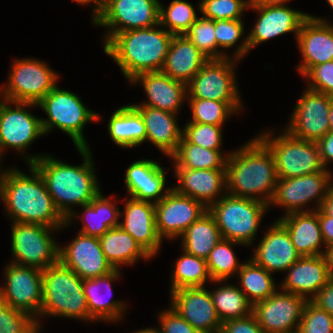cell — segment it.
Instances as JSON below:
<instances>
[{"mask_svg": "<svg viewBox=\"0 0 333 333\" xmlns=\"http://www.w3.org/2000/svg\"><path fill=\"white\" fill-rule=\"evenodd\" d=\"M242 34L241 20H215V38L219 47L233 46Z\"/></svg>", "mask_w": 333, "mask_h": 333, "instance_id": "f907efd6", "label": "cell"}, {"mask_svg": "<svg viewBox=\"0 0 333 333\" xmlns=\"http://www.w3.org/2000/svg\"><path fill=\"white\" fill-rule=\"evenodd\" d=\"M304 75L312 82L309 89L333 97V61L311 67Z\"/></svg>", "mask_w": 333, "mask_h": 333, "instance_id": "681fc988", "label": "cell"}, {"mask_svg": "<svg viewBox=\"0 0 333 333\" xmlns=\"http://www.w3.org/2000/svg\"><path fill=\"white\" fill-rule=\"evenodd\" d=\"M172 309L200 333H220L222 322L213 304L211 292L203 287H185L172 291Z\"/></svg>", "mask_w": 333, "mask_h": 333, "instance_id": "ac0fdd59", "label": "cell"}, {"mask_svg": "<svg viewBox=\"0 0 333 333\" xmlns=\"http://www.w3.org/2000/svg\"><path fill=\"white\" fill-rule=\"evenodd\" d=\"M267 134L258 138L273 154L277 178L299 177L325 169L316 142L294 138L287 131L273 140Z\"/></svg>", "mask_w": 333, "mask_h": 333, "instance_id": "ba28073f", "label": "cell"}, {"mask_svg": "<svg viewBox=\"0 0 333 333\" xmlns=\"http://www.w3.org/2000/svg\"><path fill=\"white\" fill-rule=\"evenodd\" d=\"M83 208L86 215L83 217L92 221L90 220L89 224L83 223L84 226L80 231L82 234L100 238L110 228L120 225L117 218L121 217V212L109 199L104 198L101 192L89 204L83 205Z\"/></svg>", "mask_w": 333, "mask_h": 333, "instance_id": "8d00e7d4", "label": "cell"}, {"mask_svg": "<svg viewBox=\"0 0 333 333\" xmlns=\"http://www.w3.org/2000/svg\"><path fill=\"white\" fill-rule=\"evenodd\" d=\"M37 105L49 117V120L41 119L44 133L56 126L72 138L77 148L87 147L83 127L89 120H98L99 115L88 110L76 94L55 86Z\"/></svg>", "mask_w": 333, "mask_h": 333, "instance_id": "52a82bcc", "label": "cell"}, {"mask_svg": "<svg viewBox=\"0 0 333 333\" xmlns=\"http://www.w3.org/2000/svg\"><path fill=\"white\" fill-rule=\"evenodd\" d=\"M297 333H333V316L308 300Z\"/></svg>", "mask_w": 333, "mask_h": 333, "instance_id": "c3c4849f", "label": "cell"}, {"mask_svg": "<svg viewBox=\"0 0 333 333\" xmlns=\"http://www.w3.org/2000/svg\"><path fill=\"white\" fill-rule=\"evenodd\" d=\"M192 119L190 122L222 125L224 120L239 110L240 102H222L211 99H190Z\"/></svg>", "mask_w": 333, "mask_h": 333, "instance_id": "b9f144b4", "label": "cell"}, {"mask_svg": "<svg viewBox=\"0 0 333 333\" xmlns=\"http://www.w3.org/2000/svg\"><path fill=\"white\" fill-rule=\"evenodd\" d=\"M329 126H330V131L333 132V99L331 101L330 111H329Z\"/></svg>", "mask_w": 333, "mask_h": 333, "instance_id": "6125c7cd", "label": "cell"}, {"mask_svg": "<svg viewBox=\"0 0 333 333\" xmlns=\"http://www.w3.org/2000/svg\"><path fill=\"white\" fill-rule=\"evenodd\" d=\"M163 168L152 160H139L132 163L125 174V184L128 193L137 200L149 201L157 196L159 202L167 193L160 195L165 186Z\"/></svg>", "mask_w": 333, "mask_h": 333, "instance_id": "4dcf8cb0", "label": "cell"}, {"mask_svg": "<svg viewBox=\"0 0 333 333\" xmlns=\"http://www.w3.org/2000/svg\"><path fill=\"white\" fill-rule=\"evenodd\" d=\"M159 4L158 0H103L93 22L111 29L106 45L117 33L159 25Z\"/></svg>", "mask_w": 333, "mask_h": 333, "instance_id": "9c48e42d", "label": "cell"}, {"mask_svg": "<svg viewBox=\"0 0 333 333\" xmlns=\"http://www.w3.org/2000/svg\"><path fill=\"white\" fill-rule=\"evenodd\" d=\"M296 38L304 60L298 69L303 75L311 67L333 61V25L309 15Z\"/></svg>", "mask_w": 333, "mask_h": 333, "instance_id": "7402d4cb", "label": "cell"}, {"mask_svg": "<svg viewBox=\"0 0 333 333\" xmlns=\"http://www.w3.org/2000/svg\"><path fill=\"white\" fill-rule=\"evenodd\" d=\"M124 210L125 221H121L119 226L152 257L157 253L162 242L156 228L155 202L130 198L126 201Z\"/></svg>", "mask_w": 333, "mask_h": 333, "instance_id": "603a6c76", "label": "cell"}, {"mask_svg": "<svg viewBox=\"0 0 333 333\" xmlns=\"http://www.w3.org/2000/svg\"><path fill=\"white\" fill-rule=\"evenodd\" d=\"M208 60L185 35H174L161 72L187 85Z\"/></svg>", "mask_w": 333, "mask_h": 333, "instance_id": "484cf974", "label": "cell"}, {"mask_svg": "<svg viewBox=\"0 0 333 333\" xmlns=\"http://www.w3.org/2000/svg\"><path fill=\"white\" fill-rule=\"evenodd\" d=\"M9 84L5 88V102L38 104L55 86L57 75L41 61L16 60Z\"/></svg>", "mask_w": 333, "mask_h": 333, "instance_id": "8fae6325", "label": "cell"}, {"mask_svg": "<svg viewBox=\"0 0 333 333\" xmlns=\"http://www.w3.org/2000/svg\"><path fill=\"white\" fill-rule=\"evenodd\" d=\"M159 318L162 325L160 333H200L172 308L162 312Z\"/></svg>", "mask_w": 333, "mask_h": 333, "instance_id": "816d5d0a", "label": "cell"}, {"mask_svg": "<svg viewBox=\"0 0 333 333\" xmlns=\"http://www.w3.org/2000/svg\"><path fill=\"white\" fill-rule=\"evenodd\" d=\"M208 59H222L224 54L217 50L215 38V21L201 17L190 26L184 34Z\"/></svg>", "mask_w": 333, "mask_h": 333, "instance_id": "ee69618b", "label": "cell"}, {"mask_svg": "<svg viewBox=\"0 0 333 333\" xmlns=\"http://www.w3.org/2000/svg\"><path fill=\"white\" fill-rule=\"evenodd\" d=\"M135 333H160L159 330H155L154 328L153 329H150V328H146V329H143V330H140V331H137Z\"/></svg>", "mask_w": 333, "mask_h": 333, "instance_id": "be15d7a7", "label": "cell"}, {"mask_svg": "<svg viewBox=\"0 0 333 333\" xmlns=\"http://www.w3.org/2000/svg\"><path fill=\"white\" fill-rule=\"evenodd\" d=\"M118 273V269H114L104 276L83 279V292L86 297L88 312L93 320L106 319L108 321H114L121 318V314L125 308L123 304L117 301L113 302L101 299L102 295L99 294V286H101V284L106 285L105 288L111 292V281L117 279Z\"/></svg>", "mask_w": 333, "mask_h": 333, "instance_id": "e575fe53", "label": "cell"}, {"mask_svg": "<svg viewBox=\"0 0 333 333\" xmlns=\"http://www.w3.org/2000/svg\"><path fill=\"white\" fill-rule=\"evenodd\" d=\"M311 301L333 316V278L317 292Z\"/></svg>", "mask_w": 333, "mask_h": 333, "instance_id": "db71d44e", "label": "cell"}, {"mask_svg": "<svg viewBox=\"0 0 333 333\" xmlns=\"http://www.w3.org/2000/svg\"><path fill=\"white\" fill-rule=\"evenodd\" d=\"M211 296L222 323L252 314L253 305L238 287L226 285L215 290Z\"/></svg>", "mask_w": 333, "mask_h": 333, "instance_id": "f35d334b", "label": "cell"}, {"mask_svg": "<svg viewBox=\"0 0 333 333\" xmlns=\"http://www.w3.org/2000/svg\"><path fill=\"white\" fill-rule=\"evenodd\" d=\"M211 279L206 259L184 252L176 262L172 277V291L185 287H203Z\"/></svg>", "mask_w": 333, "mask_h": 333, "instance_id": "ab89813d", "label": "cell"}, {"mask_svg": "<svg viewBox=\"0 0 333 333\" xmlns=\"http://www.w3.org/2000/svg\"><path fill=\"white\" fill-rule=\"evenodd\" d=\"M327 171L324 169L321 172L299 177L278 178L270 203L285 206L287 208V214L285 215H288L290 213L301 212V206L318 196V209L321 208L328 194L329 185H331L329 184L331 176Z\"/></svg>", "mask_w": 333, "mask_h": 333, "instance_id": "e0dca14e", "label": "cell"}, {"mask_svg": "<svg viewBox=\"0 0 333 333\" xmlns=\"http://www.w3.org/2000/svg\"><path fill=\"white\" fill-rule=\"evenodd\" d=\"M249 4V0H203L199 7L205 18L214 21L241 20L242 11L249 7Z\"/></svg>", "mask_w": 333, "mask_h": 333, "instance_id": "bcb514c9", "label": "cell"}, {"mask_svg": "<svg viewBox=\"0 0 333 333\" xmlns=\"http://www.w3.org/2000/svg\"><path fill=\"white\" fill-rule=\"evenodd\" d=\"M99 241L105 258L113 269H118V265L122 263L133 264L138 257L146 259L150 257L120 226L110 228Z\"/></svg>", "mask_w": 333, "mask_h": 333, "instance_id": "d6a6232c", "label": "cell"}, {"mask_svg": "<svg viewBox=\"0 0 333 333\" xmlns=\"http://www.w3.org/2000/svg\"><path fill=\"white\" fill-rule=\"evenodd\" d=\"M207 211L208 208L201 202L178 193L174 188L169 189L166 195L155 203L157 232L161 239L181 236Z\"/></svg>", "mask_w": 333, "mask_h": 333, "instance_id": "9a60e30c", "label": "cell"}, {"mask_svg": "<svg viewBox=\"0 0 333 333\" xmlns=\"http://www.w3.org/2000/svg\"><path fill=\"white\" fill-rule=\"evenodd\" d=\"M250 4L249 6H278V5H284L285 2L288 0H249Z\"/></svg>", "mask_w": 333, "mask_h": 333, "instance_id": "91938a15", "label": "cell"}, {"mask_svg": "<svg viewBox=\"0 0 333 333\" xmlns=\"http://www.w3.org/2000/svg\"><path fill=\"white\" fill-rule=\"evenodd\" d=\"M171 157L175 159V168L212 170H225L228 158L222 157L220 150H210L190 143L183 135Z\"/></svg>", "mask_w": 333, "mask_h": 333, "instance_id": "d590c367", "label": "cell"}, {"mask_svg": "<svg viewBox=\"0 0 333 333\" xmlns=\"http://www.w3.org/2000/svg\"><path fill=\"white\" fill-rule=\"evenodd\" d=\"M183 249L186 253L207 259L222 239L214 217L207 211L183 233Z\"/></svg>", "mask_w": 333, "mask_h": 333, "instance_id": "836d02e7", "label": "cell"}, {"mask_svg": "<svg viewBox=\"0 0 333 333\" xmlns=\"http://www.w3.org/2000/svg\"><path fill=\"white\" fill-rule=\"evenodd\" d=\"M225 171L226 187L230 190L228 194L270 204L278 179L275 160L258 137L228 155ZM256 193H266L267 197H253Z\"/></svg>", "mask_w": 333, "mask_h": 333, "instance_id": "3957f363", "label": "cell"}, {"mask_svg": "<svg viewBox=\"0 0 333 333\" xmlns=\"http://www.w3.org/2000/svg\"><path fill=\"white\" fill-rule=\"evenodd\" d=\"M109 134L120 147H135L146 140V128L141 114L132 106H123L111 116Z\"/></svg>", "mask_w": 333, "mask_h": 333, "instance_id": "1f68e13d", "label": "cell"}, {"mask_svg": "<svg viewBox=\"0 0 333 333\" xmlns=\"http://www.w3.org/2000/svg\"><path fill=\"white\" fill-rule=\"evenodd\" d=\"M321 234L326 246L333 244V218L328 216L321 208L317 209Z\"/></svg>", "mask_w": 333, "mask_h": 333, "instance_id": "11a10c76", "label": "cell"}, {"mask_svg": "<svg viewBox=\"0 0 333 333\" xmlns=\"http://www.w3.org/2000/svg\"><path fill=\"white\" fill-rule=\"evenodd\" d=\"M175 171L180 185L174 189L201 202L207 208L215 202L214 198L222 186L226 187L225 170L175 168Z\"/></svg>", "mask_w": 333, "mask_h": 333, "instance_id": "83f0119b", "label": "cell"}, {"mask_svg": "<svg viewBox=\"0 0 333 333\" xmlns=\"http://www.w3.org/2000/svg\"><path fill=\"white\" fill-rule=\"evenodd\" d=\"M33 177L16 169L0 175V197L14 222L40 224L52 228L67 225L55 207L39 172L30 164Z\"/></svg>", "mask_w": 333, "mask_h": 333, "instance_id": "7a4b0ae2", "label": "cell"}, {"mask_svg": "<svg viewBox=\"0 0 333 333\" xmlns=\"http://www.w3.org/2000/svg\"><path fill=\"white\" fill-rule=\"evenodd\" d=\"M278 222L287 230L291 242L301 257L323 254L319 250L321 242L324 241L316 211L290 213Z\"/></svg>", "mask_w": 333, "mask_h": 333, "instance_id": "f546056e", "label": "cell"}, {"mask_svg": "<svg viewBox=\"0 0 333 333\" xmlns=\"http://www.w3.org/2000/svg\"><path fill=\"white\" fill-rule=\"evenodd\" d=\"M182 135L195 145L210 150H220L222 143L221 125L188 122Z\"/></svg>", "mask_w": 333, "mask_h": 333, "instance_id": "7dc6e473", "label": "cell"}, {"mask_svg": "<svg viewBox=\"0 0 333 333\" xmlns=\"http://www.w3.org/2000/svg\"><path fill=\"white\" fill-rule=\"evenodd\" d=\"M6 269L7 284L0 289V299L16 310L40 315L42 270L15 263L9 264Z\"/></svg>", "mask_w": 333, "mask_h": 333, "instance_id": "5bb4252c", "label": "cell"}, {"mask_svg": "<svg viewBox=\"0 0 333 333\" xmlns=\"http://www.w3.org/2000/svg\"><path fill=\"white\" fill-rule=\"evenodd\" d=\"M142 116L146 139L170 157L175 153L182 138V130L176 124L175 114L144 105H132Z\"/></svg>", "mask_w": 333, "mask_h": 333, "instance_id": "f1b7e54d", "label": "cell"}, {"mask_svg": "<svg viewBox=\"0 0 333 333\" xmlns=\"http://www.w3.org/2000/svg\"><path fill=\"white\" fill-rule=\"evenodd\" d=\"M12 227L13 263L44 270L59 261V247L49 236L52 227L21 222Z\"/></svg>", "mask_w": 333, "mask_h": 333, "instance_id": "30bf717a", "label": "cell"}, {"mask_svg": "<svg viewBox=\"0 0 333 333\" xmlns=\"http://www.w3.org/2000/svg\"><path fill=\"white\" fill-rule=\"evenodd\" d=\"M333 97L307 88L298 101L287 132L294 138L317 142L329 131Z\"/></svg>", "mask_w": 333, "mask_h": 333, "instance_id": "4fadbf2b", "label": "cell"}, {"mask_svg": "<svg viewBox=\"0 0 333 333\" xmlns=\"http://www.w3.org/2000/svg\"><path fill=\"white\" fill-rule=\"evenodd\" d=\"M93 319L83 292V279L60 261L42 270L41 313Z\"/></svg>", "mask_w": 333, "mask_h": 333, "instance_id": "5b68a950", "label": "cell"}, {"mask_svg": "<svg viewBox=\"0 0 333 333\" xmlns=\"http://www.w3.org/2000/svg\"><path fill=\"white\" fill-rule=\"evenodd\" d=\"M193 6L182 0H173L165 10L159 4V25L168 26L173 35H184L197 19Z\"/></svg>", "mask_w": 333, "mask_h": 333, "instance_id": "7bdbcfd3", "label": "cell"}, {"mask_svg": "<svg viewBox=\"0 0 333 333\" xmlns=\"http://www.w3.org/2000/svg\"><path fill=\"white\" fill-rule=\"evenodd\" d=\"M325 260L329 275L333 278V244L328 245L326 251L322 254Z\"/></svg>", "mask_w": 333, "mask_h": 333, "instance_id": "680465c9", "label": "cell"}, {"mask_svg": "<svg viewBox=\"0 0 333 333\" xmlns=\"http://www.w3.org/2000/svg\"><path fill=\"white\" fill-rule=\"evenodd\" d=\"M167 30L152 27L117 33L105 46L127 79L138 74L161 71L173 39Z\"/></svg>", "mask_w": 333, "mask_h": 333, "instance_id": "277c9868", "label": "cell"}, {"mask_svg": "<svg viewBox=\"0 0 333 333\" xmlns=\"http://www.w3.org/2000/svg\"><path fill=\"white\" fill-rule=\"evenodd\" d=\"M300 257L287 230L277 221L265 234L251 260L272 273L289 269Z\"/></svg>", "mask_w": 333, "mask_h": 333, "instance_id": "cb8c5ba5", "label": "cell"}, {"mask_svg": "<svg viewBox=\"0 0 333 333\" xmlns=\"http://www.w3.org/2000/svg\"><path fill=\"white\" fill-rule=\"evenodd\" d=\"M220 333H265L259 326L254 314L244 318L230 319L224 321Z\"/></svg>", "mask_w": 333, "mask_h": 333, "instance_id": "f5cc1de1", "label": "cell"}, {"mask_svg": "<svg viewBox=\"0 0 333 333\" xmlns=\"http://www.w3.org/2000/svg\"><path fill=\"white\" fill-rule=\"evenodd\" d=\"M287 270L289 273L281 285L282 288L285 292L308 300H312L317 292L332 279L322 255L300 257ZM308 293H314L313 297H305Z\"/></svg>", "mask_w": 333, "mask_h": 333, "instance_id": "d4e9b609", "label": "cell"}, {"mask_svg": "<svg viewBox=\"0 0 333 333\" xmlns=\"http://www.w3.org/2000/svg\"><path fill=\"white\" fill-rule=\"evenodd\" d=\"M316 143L319 149L321 162L325 168V164H327L329 160H333V132L329 131Z\"/></svg>", "mask_w": 333, "mask_h": 333, "instance_id": "9f6ffc18", "label": "cell"}, {"mask_svg": "<svg viewBox=\"0 0 333 333\" xmlns=\"http://www.w3.org/2000/svg\"><path fill=\"white\" fill-rule=\"evenodd\" d=\"M142 80V81H141ZM142 82L149 101L144 106L176 113L187 95V85L159 72L138 74L131 82Z\"/></svg>", "mask_w": 333, "mask_h": 333, "instance_id": "4316f807", "label": "cell"}, {"mask_svg": "<svg viewBox=\"0 0 333 333\" xmlns=\"http://www.w3.org/2000/svg\"><path fill=\"white\" fill-rule=\"evenodd\" d=\"M234 243L241 244L235 241L221 239L210 252L206 262L212 281H225L236 270H240L242 264H238L234 252L231 249V245Z\"/></svg>", "mask_w": 333, "mask_h": 333, "instance_id": "60d3db41", "label": "cell"}, {"mask_svg": "<svg viewBox=\"0 0 333 333\" xmlns=\"http://www.w3.org/2000/svg\"><path fill=\"white\" fill-rule=\"evenodd\" d=\"M232 64L227 57L209 59L187 84L191 99L240 102Z\"/></svg>", "mask_w": 333, "mask_h": 333, "instance_id": "2e32d148", "label": "cell"}, {"mask_svg": "<svg viewBox=\"0 0 333 333\" xmlns=\"http://www.w3.org/2000/svg\"><path fill=\"white\" fill-rule=\"evenodd\" d=\"M85 161L82 165L72 166L50 156H36L28 160L44 180L53 203L68 223L72 211L69 204H89L99 193L93 172L89 147L77 148ZM68 206V207H67Z\"/></svg>", "mask_w": 333, "mask_h": 333, "instance_id": "6da1fadb", "label": "cell"}, {"mask_svg": "<svg viewBox=\"0 0 333 333\" xmlns=\"http://www.w3.org/2000/svg\"><path fill=\"white\" fill-rule=\"evenodd\" d=\"M238 273L242 285L240 290L252 305L269 298L276 292L271 273L252 260L242 264Z\"/></svg>", "mask_w": 333, "mask_h": 333, "instance_id": "74e56055", "label": "cell"}, {"mask_svg": "<svg viewBox=\"0 0 333 333\" xmlns=\"http://www.w3.org/2000/svg\"><path fill=\"white\" fill-rule=\"evenodd\" d=\"M329 5L333 8V0H327Z\"/></svg>", "mask_w": 333, "mask_h": 333, "instance_id": "e7e4bbea", "label": "cell"}, {"mask_svg": "<svg viewBox=\"0 0 333 333\" xmlns=\"http://www.w3.org/2000/svg\"><path fill=\"white\" fill-rule=\"evenodd\" d=\"M250 7L258 10L260 17L248 38L237 49L235 60L245 55L253 46L272 37L291 31H295L297 36L302 23L309 17V15L292 10L285 5Z\"/></svg>", "mask_w": 333, "mask_h": 333, "instance_id": "d6986e66", "label": "cell"}, {"mask_svg": "<svg viewBox=\"0 0 333 333\" xmlns=\"http://www.w3.org/2000/svg\"><path fill=\"white\" fill-rule=\"evenodd\" d=\"M307 301L293 293L275 292L255 303L252 313L265 333H297Z\"/></svg>", "mask_w": 333, "mask_h": 333, "instance_id": "7c38bea8", "label": "cell"}, {"mask_svg": "<svg viewBox=\"0 0 333 333\" xmlns=\"http://www.w3.org/2000/svg\"><path fill=\"white\" fill-rule=\"evenodd\" d=\"M74 1H76L78 3H81V4H85V3H89V2H94V4L97 6L96 8L93 9L94 14H95L94 18L99 14L100 9L102 7V2H103V0H74Z\"/></svg>", "mask_w": 333, "mask_h": 333, "instance_id": "94428289", "label": "cell"}, {"mask_svg": "<svg viewBox=\"0 0 333 333\" xmlns=\"http://www.w3.org/2000/svg\"><path fill=\"white\" fill-rule=\"evenodd\" d=\"M36 318L0 299V333H39Z\"/></svg>", "mask_w": 333, "mask_h": 333, "instance_id": "f6af8a7d", "label": "cell"}, {"mask_svg": "<svg viewBox=\"0 0 333 333\" xmlns=\"http://www.w3.org/2000/svg\"><path fill=\"white\" fill-rule=\"evenodd\" d=\"M268 205L255 199L225 194L208 208L214 217L222 239L250 244L256 235Z\"/></svg>", "mask_w": 333, "mask_h": 333, "instance_id": "8992f818", "label": "cell"}, {"mask_svg": "<svg viewBox=\"0 0 333 333\" xmlns=\"http://www.w3.org/2000/svg\"><path fill=\"white\" fill-rule=\"evenodd\" d=\"M15 104L16 109H11L0 101V154L4 147H13L19 151L26 149L32 141L44 134L41 119L24 110L25 106H37V104L24 102H15Z\"/></svg>", "mask_w": 333, "mask_h": 333, "instance_id": "44dd1931", "label": "cell"}, {"mask_svg": "<svg viewBox=\"0 0 333 333\" xmlns=\"http://www.w3.org/2000/svg\"><path fill=\"white\" fill-rule=\"evenodd\" d=\"M59 261L81 279L104 276L114 270L105 258L99 238L82 233L68 247H59Z\"/></svg>", "mask_w": 333, "mask_h": 333, "instance_id": "ffe728a7", "label": "cell"}, {"mask_svg": "<svg viewBox=\"0 0 333 333\" xmlns=\"http://www.w3.org/2000/svg\"><path fill=\"white\" fill-rule=\"evenodd\" d=\"M331 185L329 187L328 194L322 203L321 209L328 216L333 218V184H331Z\"/></svg>", "mask_w": 333, "mask_h": 333, "instance_id": "6f0895ef", "label": "cell"}]
</instances>
